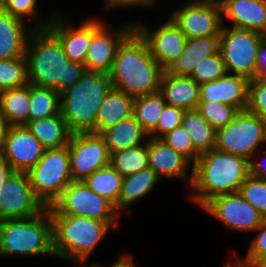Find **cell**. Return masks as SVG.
I'll return each mask as SVG.
<instances>
[{
	"instance_id": "cell-1",
	"label": "cell",
	"mask_w": 266,
	"mask_h": 267,
	"mask_svg": "<svg viewBox=\"0 0 266 267\" xmlns=\"http://www.w3.org/2000/svg\"><path fill=\"white\" fill-rule=\"evenodd\" d=\"M28 83L62 93L78 82L86 70L65 55L59 39L48 29H34L26 47Z\"/></svg>"
},
{
	"instance_id": "cell-2",
	"label": "cell",
	"mask_w": 266,
	"mask_h": 267,
	"mask_svg": "<svg viewBox=\"0 0 266 267\" xmlns=\"http://www.w3.org/2000/svg\"><path fill=\"white\" fill-rule=\"evenodd\" d=\"M249 176L248 161L218 149L200 154L193 165L187 201L200 209L211 198L236 193Z\"/></svg>"
},
{
	"instance_id": "cell-3",
	"label": "cell",
	"mask_w": 266,
	"mask_h": 267,
	"mask_svg": "<svg viewBox=\"0 0 266 267\" xmlns=\"http://www.w3.org/2000/svg\"><path fill=\"white\" fill-rule=\"evenodd\" d=\"M164 70L134 30L118 47L110 76L113 88L135 97L159 92Z\"/></svg>"
},
{
	"instance_id": "cell-4",
	"label": "cell",
	"mask_w": 266,
	"mask_h": 267,
	"mask_svg": "<svg viewBox=\"0 0 266 267\" xmlns=\"http://www.w3.org/2000/svg\"><path fill=\"white\" fill-rule=\"evenodd\" d=\"M50 218L55 258L67 264L90 263V258L109 232L121 227V223H106L76 215L50 214Z\"/></svg>"
},
{
	"instance_id": "cell-5",
	"label": "cell",
	"mask_w": 266,
	"mask_h": 267,
	"mask_svg": "<svg viewBox=\"0 0 266 267\" xmlns=\"http://www.w3.org/2000/svg\"><path fill=\"white\" fill-rule=\"evenodd\" d=\"M112 88L110 74L86 69L78 82L60 94L59 113L71 133H96L98 109Z\"/></svg>"
},
{
	"instance_id": "cell-6",
	"label": "cell",
	"mask_w": 266,
	"mask_h": 267,
	"mask_svg": "<svg viewBox=\"0 0 266 267\" xmlns=\"http://www.w3.org/2000/svg\"><path fill=\"white\" fill-rule=\"evenodd\" d=\"M10 256H42L55 261L52 221L46 207L35 216L0 221V258Z\"/></svg>"
},
{
	"instance_id": "cell-7",
	"label": "cell",
	"mask_w": 266,
	"mask_h": 267,
	"mask_svg": "<svg viewBox=\"0 0 266 267\" xmlns=\"http://www.w3.org/2000/svg\"><path fill=\"white\" fill-rule=\"evenodd\" d=\"M34 195L47 208L60 197L73 181L68 145L45 149L42 157L28 172Z\"/></svg>"
},
{
	"instance_id": "cell-8",
	"label": "cell",
	"mask_w": 266,
	"mask_h": 267,
	"mask_svg": "<svg viewBox=\"0 0 266 267\" xmlns=\"http://www.w3.org/2000/svg\"><path fill=\"white\" fill-rule=\"evenodd\" d=\"M266 145V122L246 110L216 131L215 149L245 158L247 161Z\"/></svg>"
},
{
	"instance_id": "cell-9",
	"label": "cell",
	"mask_w": 266,
	"mask_h": 267,
	"mask_svg": "<svg viewBox=\"0 0 266 267\" xmlns=\"http://www.w3.org/2000/svg\"><path fill=\"white\" fill-rule=\"evenodd\" d=\"M47 210L49 214L76 215L106 223H122L123 220L112 202L99 196L83 181H72Z\"/></svg>"
},
{
	"instance_id": "cell-10",
	"label": "cell",
	"mask_w": 266,
	"mask_h": 267,
	"mask_svg": "<svg viewBox=\"0 0 266 267\" xmlns=\"http://www.w3.org/2000/svg\"><path fill=\"white\" fill-rule=\"evenodd\" d=\"M264 39V34L254 30L223 26L219 51L227 73L253 80L256 77L257 51Z\"/></svg>"
},
{
	"instance_id": "cell-11",
	"label": "cell",
	"mask_w": 266,
	"mask_h": 267,
	"mask_svg": "<svg viewBox=\"0 0 266 267\" xmlns=\"http://www.w3.org/2000/svg\"><path fill=\"white\" fill-rule=\"evenodd\" d=\"M134 22L135 20H131L113 27L111 21L98 13L93 16V37L85 59L86 69L109 74L118 47L135 30Z\"/></svg>"
},
{
	"instance_id": "cell-12",
	"label": "cell",
	"mask_w": 266,
	"mask_h": 267,
	"mask_svg": "<svg viewBox=\"0 0 266 267\" xmlns=\"http://www.w3.org/2000/svg\"><path fill=\"white\" fill-rule=\"evenodd\" d=\"M230 232L252 233L262 224L264 217L238 192L211 198L201 208Z\"/></svg>"
},
{
	"instance_id": "cell-13",
	"label": "cell",
	"mask_w": 266,
	"mask_h": 267,
	"mask_svg": "<svg viewBox=\"0 0 266 267\" xmlns=\"http://www.w3.org/2000/svg\"><path fill=\"white\" fill-rule=\"evenodd\" d=\"M147 23L146 20L144 22L141 18L137 19L134 22L135 30L147 42L152 56L160 67L167 71L182 54L187 37L169 16L161 23L157 22V25L152 24L153 29Z\"/></svg>"
},
{
	"instance_id": "cell-14",
	"label": "cell",
	"mask_w": 266,
	"mask_h": 267,
	"mask_svg": "<svg viewBox=\"0 0 266 267\" xmlns=\"http://www.w3.org/2000/svg\"><path fill=\"white\" fill-rule=\"evenodd\" d=\"M68 149L73 181H83L94 171L110 164V153L101 134L71 133Z\"/></svg>"
},
{
	"instance_id": "cell-15",
	"label": "cell",
	"mask_w": 266,
	"mask_h": 267,
	"mask_svg": "<svg viewBox=\"0 0 266 267\" xmlns=\"http://www.w3.org/2000/svg\"><path fill=\"white\" fill-rule=\"evenodd\" d=\"M45 206L34 195L27 172H13L0 190V221L38 215Z\"/></svg>"
},
{
	"instance_id": "cell-16",
	"label": "cell",
	"mask_w": 266,
	"mask_h": 267,
	"mask_svg": "<svg viewBox=\"0 0 266 267\" xmlns=\"http://www.w3.org/2000/svg\"><path fill=\"white\" fill-rule=\"evenodd\" d=\"M180 6L178 4L168 16L187 39L220 36L223 27L221 7L187 1Z\"/></svg>"
},
{
	"instance_id": "cell-17",
	"label": "cell",
	"mask_w": 266,
	"mask_h": 267,
	"mask_svg": "<svg viewBox=\"0 0 266 267\" xmlns=\"http://www.w3.org/2000/svg\"><path fill=\"white\" fill-rule=\"evenodd\" d=\"M47 28L59 39L65 55L72 62L85 64L88 48L93 37V15L73 24L71 13L66 15L57 8ZM92 16V17H90Z\"/></svg>"
},
{
	"instance_id": "cell-18",
	"label": "cell",
	"mask_w": 266,
	"mask_h": 267,
	"mask_svg": "<svg viewBox=\"0 0 266 267\" xmlns=\"http://www.w3.org/2000/svg\"><path fill=\"white\" fill-rule=\"evenodd\" d=\"M149 167L162 181H181L187 191L193 178V165L168 146L163 139L148 137Z\"/></svg>"
},
{
	"instance_id": "cell-19",
	"label": "cell",
	"mask_w": 266,
	"mask_h": 267,
	"mask_svg": "<svg viewBox=\"0 0 266 267\" xmlns=\"http://www.w3.org/2000/svg\"><path fill=\"white\" fill-rule=\"evenodd\" d=\"M45 148L26 126H9L2 154L14 172H28Z\"/></svg>"
},
{
	"instance_id": "cell-20",
	"label": "cell",
	"mask_w": 266,
	"mask_h": 267,
	"mask_svg": "<svg viewBox=\"0 0 266 267\" xmlns=\"http://www.w3.org/2000/svg\"><path fill=\"white\" fill-rule=\"evenodd\" d=\"M221 10L223 26L266 35V0H225Z\"/></svg>"
},
{
	"instance_id": "cell-21",
	"label": "cell",
	"mask_w": 266,
	"mask_h": 267,
	"mask_svg": "<svg viewBox=\"0 0 266 267\" xmlns=\"http://www.w3.org/2000/svg\"><path fill=\"white\" fill-rule=\"evenodd\" d=\"M249 81L240 75L226 73L218 80L200 85V101H216L243 111L247 106V88Z\"/></svg>"
},
{
	"instance_id": "cell-22",
	"label": "cell",
	"mask_w": 266,
	"mask_h": 267,
	"mask_svg": "<svg viewBox=\"0 0 266 267\" xmlns=\"http://www.w3.org/2000/svg\"><path fill=\"white\" fill-rule=\"evenodd\" d=\"M34 28L0 7V60L25 56L29 36Z\"/></svg>"
},
{
	"instance_id": "cell-23",
	"label": "cell",
	"mask_w": 266,
	"mask_h": 267,
	"mask_svg": "<svg viewBox=\"0 0 266 267\" xmlns=\"http://www.w3.org/2000/svg\"><path fill=\"white\" fill-rule=\"evenodd\" d=\"M162 182L150 167L124 177L117 200V211L122 217L128 216L127 214L132 212L131 206L144 201L143 199L151 195Z\"/></svg>"
},
{
	"instance_id": "cell-24",
	"label": "cell",
	"mask_w": 266,
	"mask_h": 267,
	"mask_svg": "<svg viewBox=\"0 0 266 267\" xmlns=\"http://www.w3.org/2000/svg\"><path fill=\"white\" fill-rule=\"evenodd\" d=\"M200 84L192 77L171 75L163 72L159 92L167 105L188 110H197Z\"/></svg>"
},
{
	"instance_id": "cell-25",
	"label": "cell",
	"mask_w": 266,
	"mask_h": 267,
	"mask_svg": "<svg viewBox=\"0 0 266 267\" xmlns=\"http://www.w3.org/2000/svg\"><path fill=\"white\" fill-rule=\"evenodd\" d=\"M220 36L187 39L182 54L167 72L176 76L190 77L197 63L219 52Z\"/></svg>"
},
{
	"instance_id": "cell-26",
	"label": "cell",
	"mask_w": 266,
	"mask_h": 267,
	"mask_svg": "<svg viewBox=\"0 0 266 267\" xmlns=\"http://www.w3.org/2000/svg\"><path fill=\"white\" fill-rule=\"evenodd\" d=\"M101 135L109 153L135 148L147 142L149 137L133 115L105 129Z\"/></svg>"
},
{
	"instance_id": "cell-27",
	"label": "cell",
	"mask_w": 266,
	"mask_h": 267,
	"mask_svg": "<svg viewBox=\"0 0 266 267\" xmlns=\"http://www.w3.org/2000/svg\"><path fill=\"white\" fill-rule=\"evenodd\" d=\"M134 100L133 96L124 91L112 88L98 109L96 133L101 134L105 129L132 116Z\"/></svg>"
},
{
	"instance_id": "cell-28",
	"label": "cell",
	"mask_w": 266,
	"mask_h": 267,
	"mask_svg": "<svg viewBox=\"0 0 266 267\" xmlns=\"http://www.w3.org/2000/svg\"><path fill=\"white\" fill-rule=\"evenodd\" d=\"M25 126L45 149L65 147L71 136L66 120L60 113L52 117L29 121Z\"/></svg>"
},
{
	"instance_id": "cell-29",
	"label": "cell",
	"mask_w": 266,
	"mask_h": 267,
	"mask_svg": "<svg viewBox=\"0 0 266 267\" xmlns=\"http://www.w3.org/2000/svg\"><path fill=\"white\" fill-rule=\"evenodd\" d=\"M30 84L0 92V114L9 126H25L30 114Z\"/></svg>"
},
{
	"instance_id": "cell-30",
	"label": "cell",
	"mask_w": 266,
	"mask_h": 267,
	"mask_svg": "<svg viewBox=\"0 0 266 267\" xmlns=\"http://www.w3.org/2000/svg\"><path fill=\"white\" fill-rule=\"evenodd\" d=\"M182 125L189 132L193 146L199 154L215 148L216 130L197 110L185 111Z\"/></svg>"
},
{
	"instance_id": "cell-31",
	"label": "cell",
	"mask_w": 266,
	"mask_h": 267,
	"mask_svg": "<svg viewBox=\"0 0 266 267\" xmlns=\"http://www.w3.org/2000/svg\"><path fill=\"white\" fill-rule=\"evenodd\" d=\"M123 176L110 164L94 171L83 182L99 196L106 198L115 205L120 194Z\"/></svg>"
},
{
	"instance_id": "cell-32",
	"label": "cell",
	"mask_w": 266,
	"mask_h": 267,
	"mask_svg": "<svg viewBox=\"0 0 266 267\" xmlns=\"http://www.w3.org/2000/svg\"><path fill=\"white\" fill-rule=\"evenodd\" d=\"M166 105L160 92L135 97L133 116L148 135L157 127Z\"/></svg>"
},
{
	"instance_id": "cell-33",
	"label": "cell",
	"mask_w": 266,
	"mask_h": 267,
	"mask_svg": "<svg viewBox=\"0 0 266 267\" xmlns=\"http://www.w3.org/2000/svg\"><path fill=\"white\" fill-rule=\"evenodd\" d=\"M29 121H35L59 114L60 93L54 88L30 84Z\"/></svg>"
},
{
	"instance_id": "cell-34",
	"label": "cell",
	"mask_w": 266,
	"mask_h": 267,
	"mask_svg": "<svg viewBox=\"0 0 266 267\" xmlns=\"http://www.w3.org/2000/svg\"><path fill=\"white\" fill-rule=\"evenodd\" d=\"M39 3V0H7L0 7L29 25L31 23L32 28L44 29L51 22L56 9L52 10L48 15L44 14L43 16L42 12H39Z\"/></svg>"
},
{
	"instance_id": "cell-35",
	"label": "cell",
	"mask_w": 266,
	"mask_h": 267,
	"mask_svg": "<svg viewBox=\"0 0 266 267\" xmlns=\"http://www.w3.org/2000/svg\"><path fill=\"white\" fill-rule=\"evenodd\" d=\"M110 165L123 177L149 167L147 142L132 149L110 153Z\"/></svg>"
},
{
	"instance_id": "cell-36",
	"label": "cell",
	"mask_w": 266,
	"mask_h": 267,
	"mask_svg": "<svg viewBox=\"0 0 266 267\" xmlns=\"http://www.w3.org/2000/svg\"><path fill=\"white\" fill-rule=\"evenodd\" d=\"M28 84L26 57L0 60V92Z\"/></svg>"
},
{
	"instance_id": "cell-37",
	"label": "cell",
	"mask_w": 266,
	"mask_h": 267,
	"mask_svg": "<svg viewBox=\"0 0 266 267\" xmlns=\"http://www.w3.org/2000/svg\"><path fill=\"white\" fill-rule=\"evenodd\" d=\"M197 111L216 131L228 125L239 112L231 105L216 101H199Z\"/></svg>"
},
{
	"instance_id": "cell-38",
	"label": "cell",
	"mask_w": 266,
	"mask_h": 267,
	"mask_svg": "<svg viewBox=\"0 0 266 267\" xmlns=\"http://www.w3.org/2000/svg\"><path fill=\"white\" fill-rule=\"evenodd\" d=\"M227 73L220 51L203 58L194 68L190 77L198 84H204L218 80Z\"/></svg>"
},
{
	"instance_id": "cell-39",
	"label": "cell",
	"mask_w": 266,
	"mask_h": 267,
	"mask_svg": "<svg viewBox=\"0 0 266 267\" xmlns=\"http://www.w3.org/2000/svg\"><path fill=\"white\" fill-rule=\"evenodd\" d=\"M252 234L255 236L251 237L245 256L236 252L234 257L245 265L260 266L266 260V218Z\"/></svg>"
},
{
	"instance_id": "cell-40",
	"label": "cell",
	"mask_w": 266,
	"mask_h": 267,
	"mask_svg": "<svg viewBox=\"0 0 266 267\" xmlns=\"http://www.w3.org/2000/svg\"><path fill=\"white\" fill-rule=\"evenodd\" d=\"M161 139L173 148L177 153L184 156L192 165L195 164L200 154L195 150L189 132L183 125L177 126L171 132L164 135Z\"/></svg>"
},
{
	"instance_id": "cell-41",
	"label": "cell",
	"mask_w": 266,
	"mask_h": 267,
	"mask_svg": "<svg viewBox=\"0 0 266 267\" xmlns=\"http://www.w3.org/2000/svg\"><path fill=\"white\" fill-rule=\"evenodd\" d=\"M238 193L266 218V181L249 175Z\"/></svg>"
},
{
	"instance_id": "cell-42",
	"label": "cell",
	"mask_w": 266,
	"mask_h": 267,
	"mask_svg": "<svg viewBox=\"0 0 266 267\" xmlns=\"http://www.w3.org/2000/svg\"><path fill=\"white\" fill-rule=\"evenodd\" d=\"M245 110L260 116L266 122V81L257 78L249 81Z\"/></svg>"
},
{
	"instance_id": "cell-43",
	"label": "cell",
	"mask_w": 266,
	"mask_h": 267,
	"mask_svg": "<svg viewBox=\"0 0 266 267\" xmlns=\"http://www.w3.org/2000/svg\"><path fill=\"white\" fill-rule=\"evenodd\" d=\"M184 112L185 110L182 108L166 105L159 118L157 127L148 136L162 138L182 124Z\"/></svg>"
},
{
	"instance_id": "cell-44",
	"label": "cell",
	"mask_w": 266,
	"mask_h": 267,
	"mask_svg": "<svg viewBox=\"0 0 266 267\" xmlns=\"http://www.w3.org/2000/svg\"><path fill=\"white\" fill-rule=\"evenodd\" d=\"M104 5L102 6V9L105 11H120L121 9H130L132 10V8L134 9H138L140 10H143L142 8L144 9H147L148 8V11L149 9L152 10H155L157 7L156 5L159 4V1L158 0H104L103 1ZM115 9V10H114Z\"/></svg>"
},
{
	"instance_id": "cell-45",
	"label": "cell",
	"mask_w": 266,
	"mask_h": 267,
	"mask_svg": "<svg viewBox=\"0 0 266 267\" xmlns=\"http://www.w3.org/2000/svg\"><path fill=\"white\" fill-rule=\"evenodd\" d=\"M248 165L250 176L266 181V146L251 157Z\"/></svg>"
},
{
	"instance_id": "cell-46",
	"label": "cell",
	"mask_w": 266,
	"mask_h": 267,
	"mask_svg": "<svg viewBox=\"0 0 266 267\" xmlns=\"http://www.w3.org/2000/svg\"><path fill=\"white\" fill-rule=\"evenodd\" d=\"M255 78L266 81V39L261 42L257 51Z\"/></svg>"
},
{
	"instance_id": "cell-47",
	"label": "cell",
	"mask_w": 266,
	"mask_h": 267,
	"mask_svg": "<svg viewBox=\"0 0 266 267\" xmlns=\"http://www.w3.org/2000/svg\"><path fill=\"white\" fill-rule=\"evenodd\" d=\"M121 255V256H120ZM116 258L115 261L109 263L106 267H139V264L136 263L134 254L127 251H122V253Z\"/></svg>"
},
{
	"instance_id": "cell-48",
	"label": "cell",
	"mask_w": 266,
	"mask_h": 267,
	"mask_svg": "<svg viewBox=\"0 0 266 267\" xmlns=\"http://www.w3.org/2000/svg\"><path fill=\"white\" fill-rule=\"evenodd\" d=\"M11 166L4 158L2 152L0 153V190L7 180V178L13 173Z\"/></svg>"
},
{
	"instance_id": "cell-49",
	"label": "cell",
	"mask_w": 266,
	"mask_h": 267,
	"mask_svg": "<svg viewBox=\"0 0 266 267\" xmlns=\"http://www.w3.org/2000/svg\"><path fill=\"white\" fill-rule=\"evenodd\" d=\"M9 125L5 118L0 114V153L3 151L5 144V135Z\"/></svg>"
},
{
	"instance_id": "cell-50",
	"label": "cell",
	"mask_w": 266,
	"mask_h": 267,
	"mask_svg": "<svg viewBox=\"0 0 266 267\" xmlns=\"http://www.w3.org/2000/svg\"><path fill=\"white\" fill-rule=\"evenodd\" d=\"M228 257H230V259H226L227 261H225V263L222 265V267H260V266H249V265H245L243 263H241L238 259H236V257H234V255L230 253V256L228 255ZM233 257V258H232Z\"/></svg>"
},
{
	"instance_id": "cell-51",
	"label": "cell",
	"mask_w": 266,
	"mask_h": 267,
	"mask_svg": "<svg viewBox=\"0 0 266 267\" xmlns=\"http://www.w3.org/2000/svg\"><path fill=\"white\" fill-rule=\"evenodd\" d=\"M187 2L222 7L225 3V0H188Z\"/></svg>"
},
{
	"instance_id": "cell-52",
	"label": "cell",
	"mask_w": 266,
	"mask_h": 267,
	"mask_svg": "<svg viewBox=\"0 0 266 267\" xmlns=\"http://www.w3.org/2000/svg\"><path fill=\"white\" fill-rule=\"evenodd\" d=\"M93 263H90L89 262H75V263H70V267H105L103 266L105 264V262L101 265V263H98L95 261H92Z\"/></svg>"
},
{
	"instance_id": "cell-53",
	"label": "cell",
	"mask_w": 266,
	"mask_h": 267,
	"mask_svg": "<svg viewBox=\"0 0 266 267\" xmlns=\"http://www.w3.org/2000/svg\"><path fill=\"white\" fill-rule=\"evenodd\" d=\"M260 267H266V260L260 265Z\"/></svg>"
},
{
	"instance_id": "cell-54",
	"label": "cell",
	"mask_w": 266,
	"mask_h": 267,
	"mask_svg": "<svg viewBox=\"0 0 266 267\" xmlns=\"http://www.w3.org/2000/svg\"><path fill=\"white\" fill-rule=\"evenodd\" d=\"M7 0H0V6L4 3V2H6Z\"/></svg>"
}]
</instances>
